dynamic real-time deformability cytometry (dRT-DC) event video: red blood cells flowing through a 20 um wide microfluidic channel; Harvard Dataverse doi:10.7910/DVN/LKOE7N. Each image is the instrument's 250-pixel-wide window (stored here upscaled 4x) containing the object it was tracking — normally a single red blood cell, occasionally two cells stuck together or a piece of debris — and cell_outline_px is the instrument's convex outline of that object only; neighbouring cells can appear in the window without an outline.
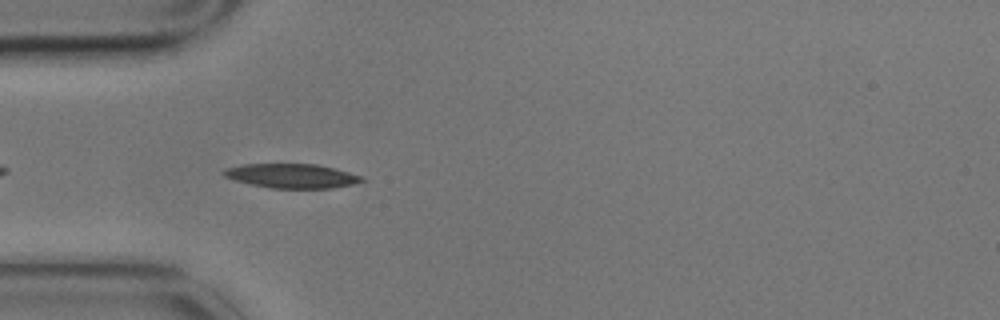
{"species": "common noctule bat (a hibernating species)", "species_latin": "Nyctalus noctula", "temperature_condition": "cold", "stored_images_in_passage": 6, "camera_frame_rate_fps": 3000, "um_per_image_px": 0.085, "animal": {"sex": "male", "body_mass_g": 17.9}, "frame": {"image": 1, "passage_image": 5, "time_ms": 1.333, "image_size_px": [1000, 320], "cell_outline_px": [[364, 180], [352, 184], [332, 188], [268, 188], [236, 180], [224, 176], [220, 172], [228, 168], [244, 164], [316, 164], [336, 168], [364, 176]], "centroid_in_image_um": [24.83, 14.95], "position_along_channel_um": 60.2, "area_um2": 19.48}}